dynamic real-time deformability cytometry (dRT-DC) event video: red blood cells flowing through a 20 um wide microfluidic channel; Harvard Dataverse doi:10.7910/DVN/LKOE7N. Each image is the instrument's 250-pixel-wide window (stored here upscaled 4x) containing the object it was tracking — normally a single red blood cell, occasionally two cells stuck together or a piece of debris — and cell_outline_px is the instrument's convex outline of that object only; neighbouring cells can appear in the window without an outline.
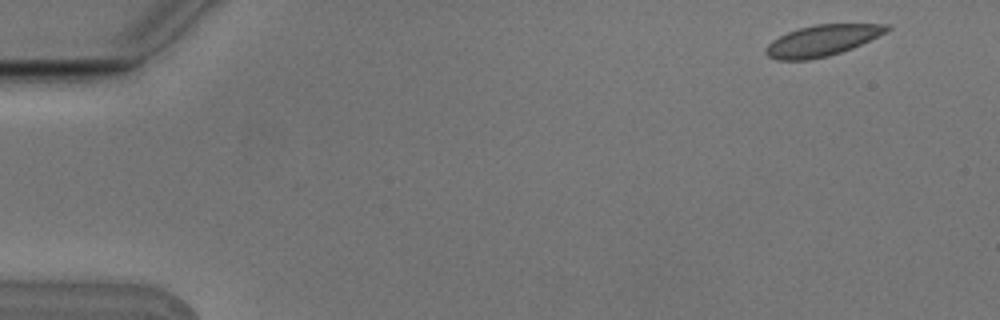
{"species": "Egyptian fruit bat (a non-hibernating species)", "species_latin": "Rousettus aegyptiacus", "temperature_condition": "cold", "stored_images_in_passage": 9, "camera_frame_rate_fps": 3000, "um_per_image_px": 0.085, "animal": {"sex": "male"}, "frame": {"image": 1, "passage_image": 1, "time_ms": 0.0, "image_size_px": [1000, 320], "cell_outline_px": [[892, 28], [852, 48], [828, 56], [808, 60], [776, 60], [768, 56], [764, 52], [768, 44], [772, 40], [788, 32], [800, 28], [816, 24], [888, 24]], "centroid_in_image_um": [69.83, 3.45], "position_along_channel_um": 15.2, "area_um2": 21.56}}
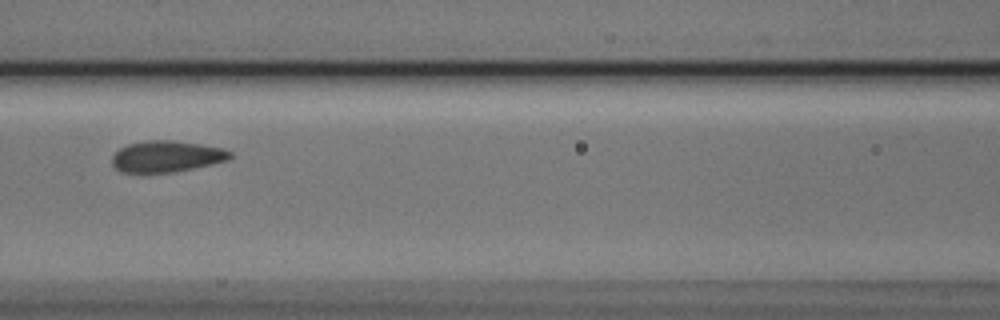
{"frame": {"image": 2, "passage_image": 7, "time_ms": 2.0, "image_size_px": [1000, 320], "cell_outline_px": [[232, 156], [228, 160], [212, 164], [176, 172], [120, 172], [112, 164], [112, 156], [120, 148], [128, 144], [148, 140], [172, 140], [200, 144], [224, 148], [232, 152]], "centroid_in_image_um": [14.18, 13.29], "position_along_channel_um": 152.4, "area_um2": 21.56}}
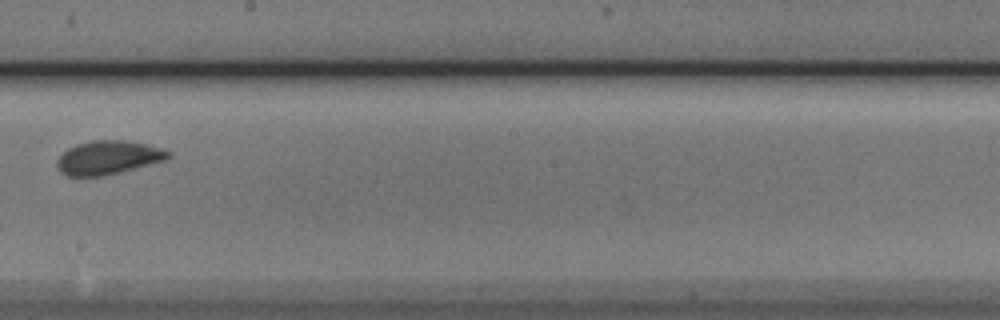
{"frame": {"image": 3, "passage_image": 9, "time_ms": 2.667, "image_size_px": [1000, 320], "cell_outline_px": [[172, 156], [168, 160], [104, 176], [64, 176], [56, 168], [56, 160], [68, 148], [76, 144], [92, 140], [124, 140], [144, 144], [160, 148], [172, 152]], "centroid_in_image_um": [9.19, 13.4], "position_along_channel_um": 239.0, "area_um2": 22.08}}